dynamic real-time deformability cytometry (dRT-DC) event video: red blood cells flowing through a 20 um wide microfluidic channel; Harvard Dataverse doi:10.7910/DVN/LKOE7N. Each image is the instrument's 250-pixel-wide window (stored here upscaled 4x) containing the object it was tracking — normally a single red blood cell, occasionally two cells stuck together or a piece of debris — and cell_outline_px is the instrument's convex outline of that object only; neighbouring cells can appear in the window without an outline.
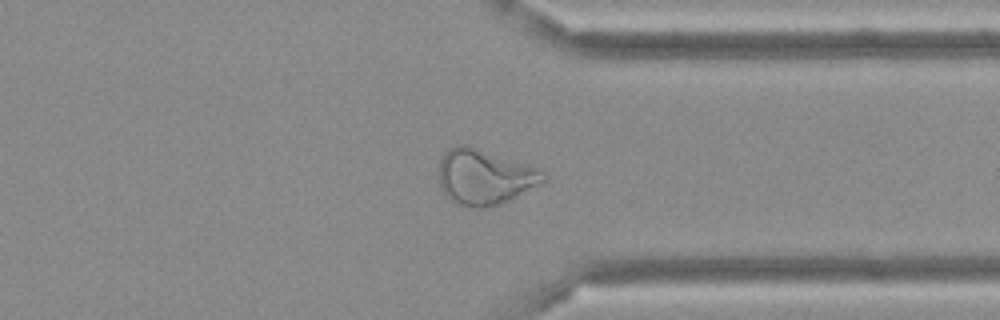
{"species": "Egyptian fruit bat (a non-hibernating species)", "species_latin": "Rousettus aegyptiacus", "temperature_condition": "cold", "stored_images_in_passage": 48, "camera_frame_rate_fps": 3000, "um_per_image_px": 0.085, "frame": {"image": 1, "passage_image": 37, "time_ms": 12.0, "image_size_px": [1000, 320], "cell_outline_px": [[548, 180], [508, 200], [484, 208], [464, 208], [456, 204], [444, 192], [440, 184], [440, 160], [444, 152], [448, 148], [456, 144], [468, 144], [528, 164], [544, 172], [548, 176]], "centroid_in_image_um": [41.19, 15.02], "position_along_channel_um": 370.2, "area_um2": 33.87}}
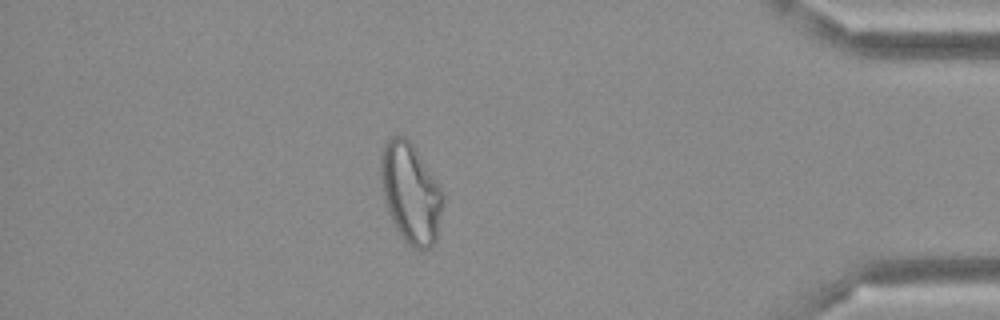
{"frame": {"image": 2, "passage_image": 42, "time_ms": 13.667, "image_size_px": [1000, 320], "cell_outline_px": [[444, 204], [436, 240], [428, 248], [420, 252], [408, 244], [404, 240], [396, 228], [388, 212], [384, 200], [380, 180], [380, 152], [384, 144], [392, 136], [408, 136], [440, 184], [444, 192]], "centroid_in_image_um": [34.92, 16.38], "position_along_channel_um": 400.3, "area_um2": 37.05}}